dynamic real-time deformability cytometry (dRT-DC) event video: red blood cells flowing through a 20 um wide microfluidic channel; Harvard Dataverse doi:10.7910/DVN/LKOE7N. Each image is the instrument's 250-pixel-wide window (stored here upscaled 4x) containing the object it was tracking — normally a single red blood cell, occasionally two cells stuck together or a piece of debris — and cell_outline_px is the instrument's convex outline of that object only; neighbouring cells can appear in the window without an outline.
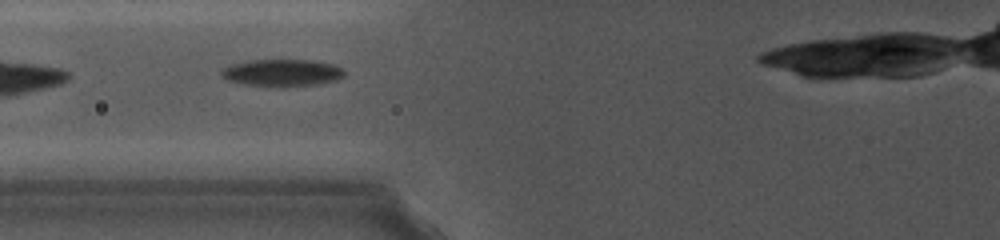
{"species": "common noctule bat (a hibernating species)", "species_latin": "Nyctalus noctula", "temperature_condition": "cold", "stored_images_in_passage": 36, "camera_frame_rate_fps": 5000, "um_per_image_px": 0.085, "animal": {"sex": "female", "body_mass_g": 19.0, "forearm_length_mm": 56.7}, "frame": {"image": 1, "passage_image": 6, "time_ms": 1.0, "image_size_px": [1000, 240], "cell_outline_px": [[344, 76], [332, 80], [308, 84], [248, 84], [228, 80], [220, 72], [220, 68], [232, 64], [252, 60], [312, 60], [332, 64], [340, 68], [344, 72]], "centroid_in_image_um": [23.92, 6.12], "position_along_channel_um": 101.9, "area_um2": 18.15}}
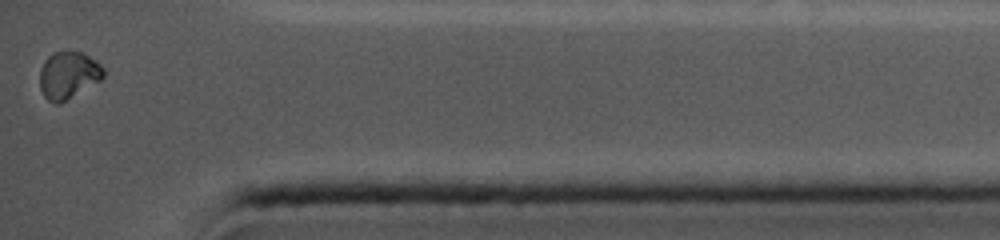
{"frame": {"image": 2, "passage_image": 35, "time_ms": 9.6, "image_size_px": [1000, 240], "cell_outline_px": [[104, 76], [100, 80], [60, 104], [56, 104], [48, 100], [44, 96], [40, 88], [40, 68], [44, 60], [52, 52], [68, 48], [84, 52], [100, 64], [104, 68]], "centroid_in_image_um": [5.79, 6.33], "position_along_channel_um": 429.4, "area_um2": 17.98}}